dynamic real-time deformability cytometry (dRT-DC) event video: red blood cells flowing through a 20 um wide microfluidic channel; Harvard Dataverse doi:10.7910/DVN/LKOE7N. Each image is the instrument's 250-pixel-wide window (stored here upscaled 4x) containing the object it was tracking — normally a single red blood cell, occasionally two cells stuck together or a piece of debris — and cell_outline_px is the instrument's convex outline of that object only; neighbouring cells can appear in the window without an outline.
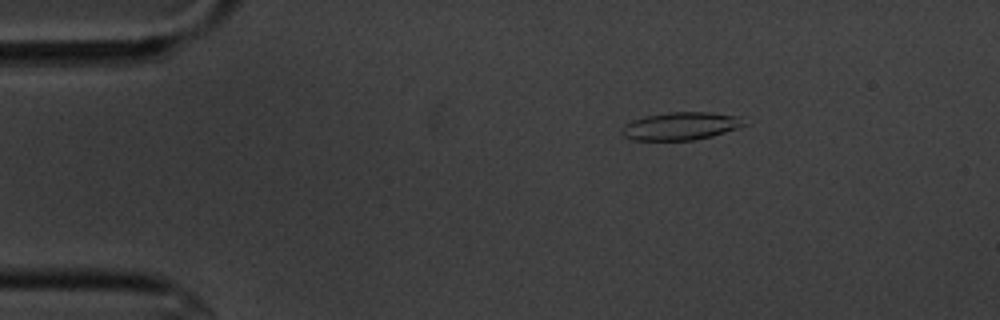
{"species": "common noctule bat (a hibernating species)", "species_latin": "Nyctalus noctula", "temperature_condition": "cold", "stored_images_in_passage": 7, "camera_frame_rate_fps": 3000, "um_per_image_px": 0.085, "animal": {"sex": "male", "body_mass_g": 20.1, "forearm_length_mm": 53.5}, "frame": {"image": 1, "passage_image": 7, "time_ms": 7.0, "image_size_px": [1000, 320], "cell_outline_px": [[748, 124], [712, 136], [692, 140], [632, 140], [624, 136], [624, 124], [632, 120], [648, 116], [668, 112], [708, 112], [740, 116]], "centroid_in_image_um": [57.9, 10.71], "position_along_channel_um": 27.1, "area_um2": 19.59}}